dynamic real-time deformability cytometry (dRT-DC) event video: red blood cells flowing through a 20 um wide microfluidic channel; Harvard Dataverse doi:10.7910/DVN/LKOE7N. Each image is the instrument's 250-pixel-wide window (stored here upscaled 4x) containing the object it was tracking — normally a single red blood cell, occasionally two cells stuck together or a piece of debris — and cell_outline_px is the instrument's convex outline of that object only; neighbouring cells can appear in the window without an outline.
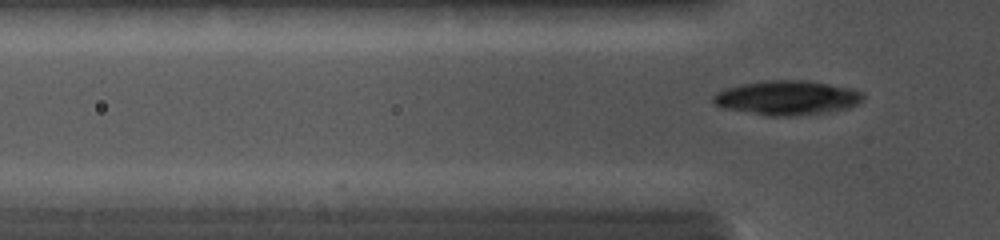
{"species": "common noctule bat (a hibernating species)", "species_latin": "Nyctalus noctula", "temperature_condition": "cold", "stored_images_in_passage": 5, "camera_frame_rate_fps": 5000, "um_per_image_px": 0.085, "animal": {"sex": "female", "body_mass_g": 19.0, "forearm_length_mm": 56.7}, "frame": {"image": 1, "passage_image": 5, "time_ms": 3.6, "image_size_px": [1000, 240], "cell_outline_px": [[864, 100], [848, 108], [832, 112], [792, 116], [768, 116], [724, 108], [716, 104], [712, 100], [712, 96], [716, 92], [724, 88], [740, 84], [764, 80], [808, 80], [852, 88], [864, 92]], "centroid_in_image_um": [66.93, 8.3], "position_along_channel_um": 58.9, "area_um2": 30.46}}